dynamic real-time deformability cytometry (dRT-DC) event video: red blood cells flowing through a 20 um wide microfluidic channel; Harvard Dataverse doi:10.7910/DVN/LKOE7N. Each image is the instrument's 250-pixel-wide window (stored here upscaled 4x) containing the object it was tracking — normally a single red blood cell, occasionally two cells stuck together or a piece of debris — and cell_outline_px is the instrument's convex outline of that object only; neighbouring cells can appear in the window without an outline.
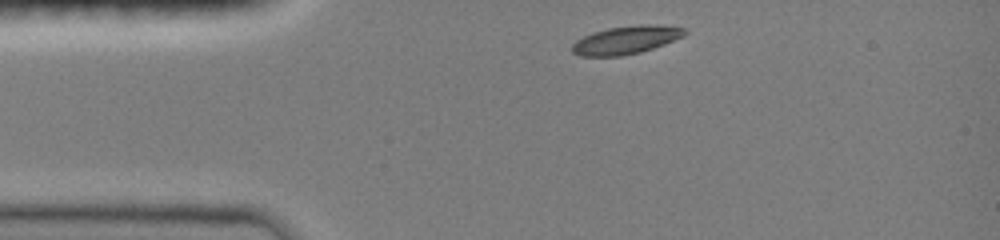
{"species": "common noctule bat (a hibernating species)", "species_latin": "Nyctalus noctula", "temperature_condition": "room temperature", "stored_images_in_passage": 5, "camera_frame_rate_fps": 3000, "um_per_image_px": 0.085, "animal": {"sex": "female", "body_mass_g": 19.0, "forearm_length_mm": 51.5}, "frame": {"image": 1, "passage_image": 1, "time_ms": 0.0, "image_size_px": [1000, 240], "cell_outline_px": [[688, 32], [684, 36], [664, 44], [640, 52], [620, 56], [580, 56], [572, 52], [572, 44], [576, 40], [592, 32], [608, 28], [640, 24], [656, 24], [688, 28]], "centroid_in_image_um": [53.24, 3.38], "position_along_channel_um": 31.8, "area_um2": 18.55}}
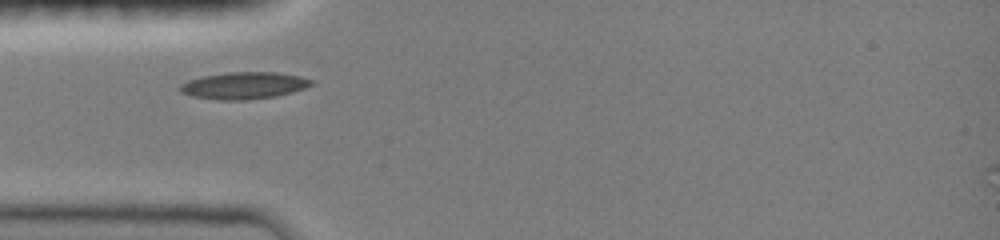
{"frame": {"image": 2, "passage_image": 3, "time_ms": 1.667, "image_size_px": [1000, 240], "cell_outline_px": [[316, 84], [292, 92], [276, 96], [248, 100], [220, 100], [192, 96], [180, 92], [180, 84], [188, 80], [204, 76], [224, 72], [276, 72], [300, 76], [316, 80]], "centroid_in_image_um": [20.78, 7.26], "position_along_channel_um": 64.2, "area_um2": 20.81}}
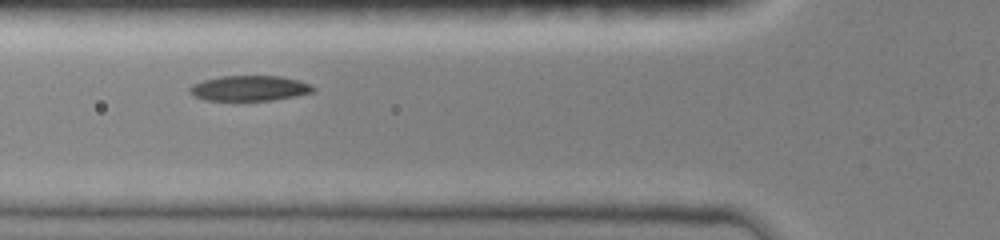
{"frame": {"image": 3, "passage_image": 4, "time_ms": 2.667, "image_size_px": [1000, 240], "cell_outline_px": [[316, 88], [312, 92], [296, 96], [272, 100], [204, 100], [192, 96], [188, 92], [188, 88], [192, 84], [204, 80], [220, 76], [280, 76], [296, 80], [308, 84]], "centroid_in_image_um": [21.14, 7.5], "position_along_channel_um": 104.7, "area_um2": 18.15}}